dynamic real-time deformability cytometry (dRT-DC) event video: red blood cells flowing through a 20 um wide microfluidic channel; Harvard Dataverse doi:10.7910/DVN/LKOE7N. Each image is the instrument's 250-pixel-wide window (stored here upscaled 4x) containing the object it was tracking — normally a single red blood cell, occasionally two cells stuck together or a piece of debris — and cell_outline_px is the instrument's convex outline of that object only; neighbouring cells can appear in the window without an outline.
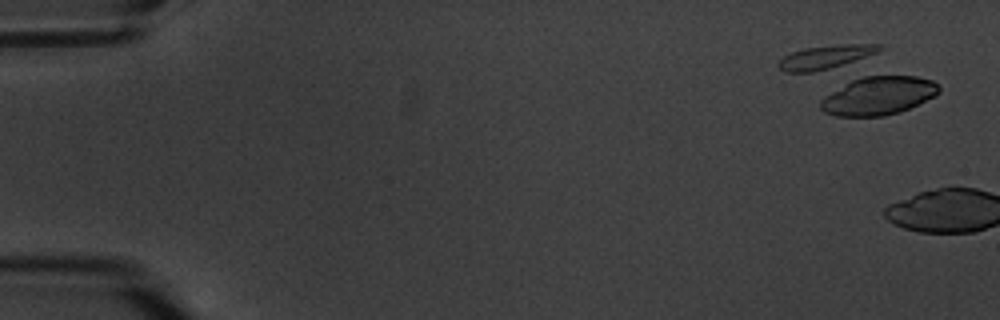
{"species": "common noctule bat (a hibernating species)", "species_latin": "Nyctalus noctula", "temperature_condition": "warm", "stored_images_in_passage": 3, "segment_of_instrument_passage": [2, 2], "camera_frame_rate_fps": 3000, "um_per_image_px": 0.085, "animal": {"sex": "male", "body_mass_g": 20.1, "forearm_length_mm": 53.5}, "frame": {"image": 1, "passage_image": 2, "time_ms": 1.333, "image_size_px": [1000, 320], "cell_outline_px": [[940, 92], [936, 96], [900, 112], [884, 116], [836, 116], [824, 112], [820, 108], [820, 100], [824, 96], [852, 80], [864, 76], [916, 76], [932, 80], [940, 88]], "centroid_in_image_um": [74.68, 8.14], "position_along_channel_um": 10.3, "area_um2": 26.41}}